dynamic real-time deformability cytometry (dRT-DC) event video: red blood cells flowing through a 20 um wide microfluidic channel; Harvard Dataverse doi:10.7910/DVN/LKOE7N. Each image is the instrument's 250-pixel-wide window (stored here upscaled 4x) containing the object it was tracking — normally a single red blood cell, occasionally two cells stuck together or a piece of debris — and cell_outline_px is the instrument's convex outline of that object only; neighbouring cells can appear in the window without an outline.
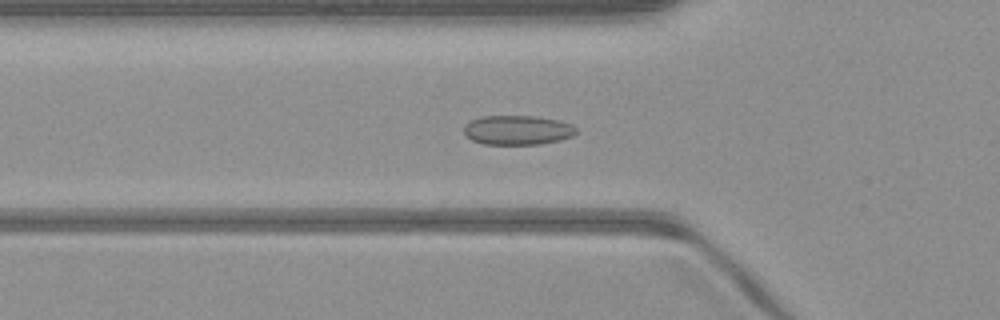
{"species": "common noctule bat (a hibernating species)", "species_latin": "Nyctalus noctula", "temperature_condition": "warm", "stored_images_in_passage": 39, "camera_frame_rate_fps": 3000, "um_per_image_px": 0.085, "animal": {"sex": "male", "body_mass_g": 23.1, "forearm_length_mm": 52.7}, "frame": {"image": 1, "passage_image": 17, "time_ms": 5.333, "image_size_px": [1000, 320], "cell_outline_px": [[576, 132], [572, 136], [560, 140], [540, 144], [484, 144], [472, 140], [464, 132], [464, 124], [480, 116], [536, 116], [560, 120], [572, 124], [576, 128]], "centroid_in_image_um": [44.0, 11.05], "position_along_channel_um": 81.8, "area_um2": 19.31}}
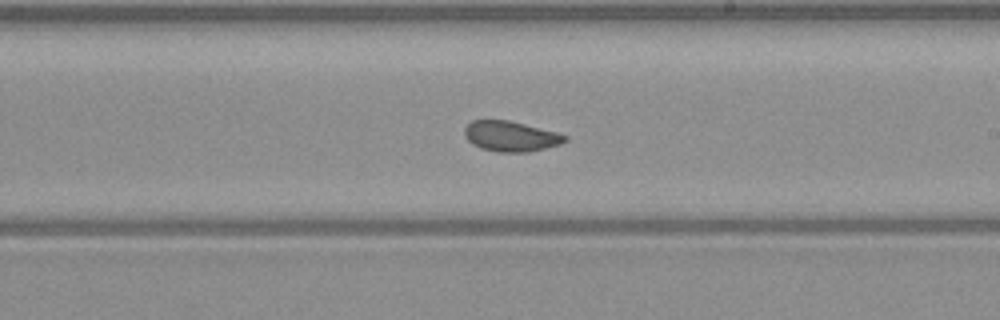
{"frame": {"image": 2, "passage_image": 29, "time_ms": 9.333, "image_size_px": [1000, 320], "cell_outline_px": [[568, 140], [560, 144], [528, 152], [496, 152], [480, 148], [472, 144], [464, 136], [464, 128], [472, 120], [508, 120], [556, 132], [568, 136]], "centroid_in_image_um": [43.39, 11.59], "position_along_channel_um": 245.6, "area_um2": 17.74}}
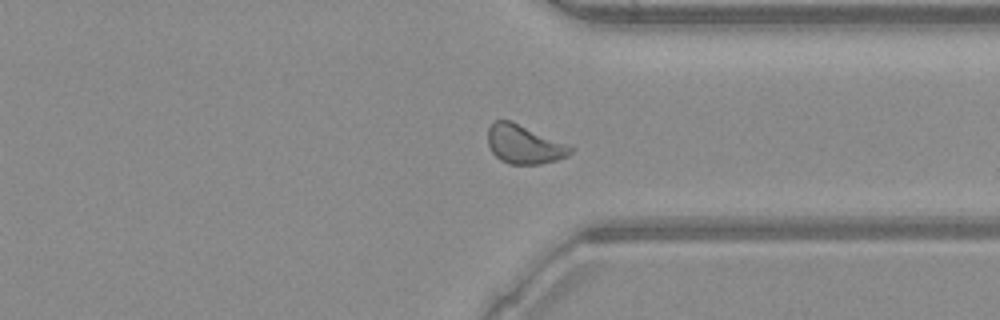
{"frame": {"image": 3, "passage_image": 38, "time_ms": 12.333, "image_size_px": [1000, 320], "cell_outline_px": [[572, 152], [568, 156], [556, 160], [540, 164], [508, 164], [500, 160], [492, 152], [488, 144], [488, 128], [496, 120], [512, 120], [572, 144]], "centroid_in_image_um": [44.6, 12.25], "position_along_channel_um": 366.8, "area_um2": 19.19}, "authors_computed_cell_mechanics": {"area_um2": 18.785, "velocity_mm_per_s": 4.0712, "shape_relaxation_time_tau1_ms": 6.2736, "shape_relaxation_time_tau2_ms": 0.9746, "deformation_change_tau1": 0.0815, "deformation_change_tau2": 0.0453}}